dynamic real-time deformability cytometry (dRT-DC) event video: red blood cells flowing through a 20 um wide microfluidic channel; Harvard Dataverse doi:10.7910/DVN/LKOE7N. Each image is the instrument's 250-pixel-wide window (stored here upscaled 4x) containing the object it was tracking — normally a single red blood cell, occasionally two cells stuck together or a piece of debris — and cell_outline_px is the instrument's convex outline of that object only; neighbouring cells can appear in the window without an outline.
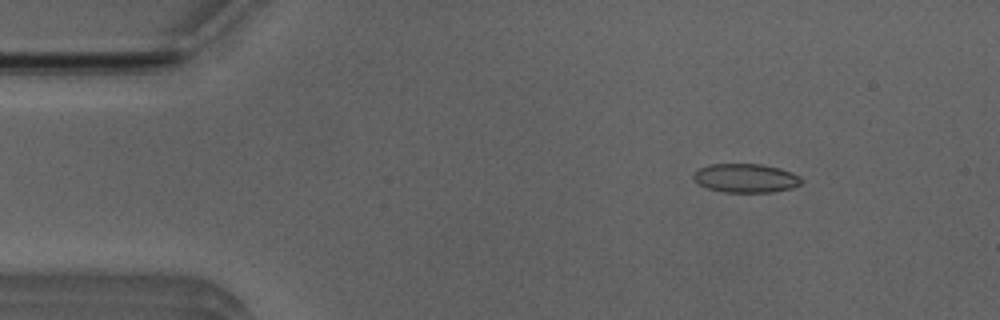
{"species": "Egyptian fruit bat (a non-hibernating species)", "species_latin": "Rousettus aegyptiacus", "temperature_condition": "room temperature", "stored_images_in_passage": 51, "camera_frame_rate_fps": 3000, "um_per_image_px": 0.085, "animal": {"sex": "male"}, "frame": {"image": 1, "passage_image": 6, "time_ms": 1.667, "image_size_px": [1000, 320], "cell_outline_px": [[804, 180], [800, 184], [792, 188], [772, 192], [724, 192], [708, 188], [692, 180], [692, 172], [708, 164], [760, 164], [780, 168], [792, 172], [800, 176]], "centroid_in_image_um": [63.38, 15.13], "position_along_channel_um": 21.6, "area_um2": 18.32}}
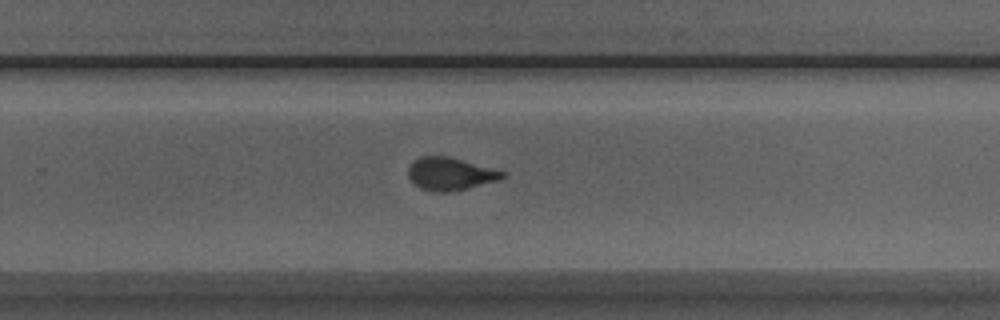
{"frame": {"image": 2, "passage_image": 32, "time_ms": 10.333, "image_size_px": [1000, 320], "cell_outline_px": [[508, 172], [500, 180], [452, 192], [436, 192], [420, 188], [408, 176], [408, 168], [420, 156], [448, 156]], "centroid_in_image_um": [38.31, 14.78], "position_along_channel_um": 291.5, "area_um2": 17.92}}
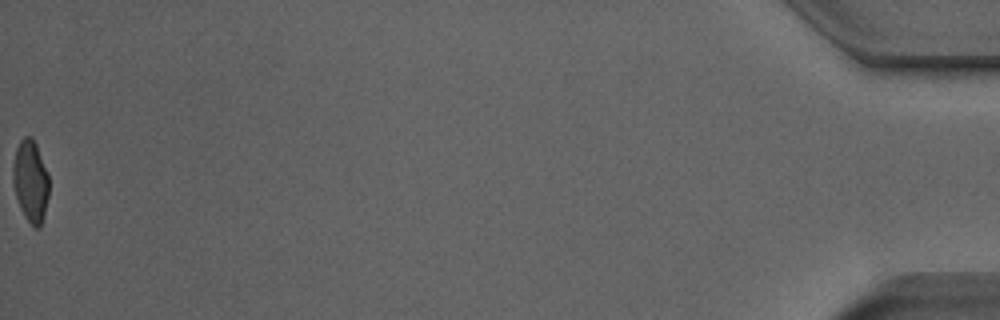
{"frame": {"image": 3, "passage_image": 51, "time_ms": 16.667, "image_size_px": [1000, 320], "cell_outline_px": [[48, 196], [44, 216], [40, 228], [36, 228], [24, 216], [20, 208], [16, 196], [12, 180], [12, 168], [16, 148], [20, 140], [24, 136], [32, 136], [36, 144], [48, 172]], "centroid_in_image_um": [2.59, 15.37], "position_along_channel_um": 432.6, "area_um2": 17.28}, "authors_computed_cell_mechanics": {"area_um2": 18.2648, "velocity_mm_per_s": 3.9582, "shape_relaxation_time_tau1_ms": 5.3467, "shape_relaxation_time_tau2_ms": 0.6836, "deformation_change_tau1": 0.1689, "deformation_change_tau2": 0.0677}}